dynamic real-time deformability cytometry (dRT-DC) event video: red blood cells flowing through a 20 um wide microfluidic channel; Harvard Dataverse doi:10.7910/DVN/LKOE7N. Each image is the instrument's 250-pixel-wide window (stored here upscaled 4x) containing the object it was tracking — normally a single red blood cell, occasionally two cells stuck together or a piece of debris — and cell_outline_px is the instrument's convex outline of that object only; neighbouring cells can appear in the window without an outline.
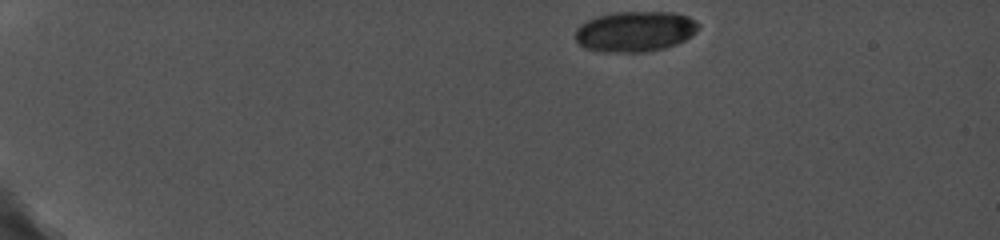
{"species": "common noctule bat (a hibernating species)", "species_latin": "Nyctalus noctula", "temperature_condition": "cold", "stored_images_in_passage": 9, "camera_frame_rate_fps": 5000, "um_per_image_px": 0.085, "animal": {"sex": "female", "body_mass_g": 19.0, "forearm_length_mm": 56.7}, "frame": {"image": 1, "passage_image": 1, "time_ms": 0.0, "image_size_px": [1000, 240], "cell_outline_px": [[700, 28], [696, 32], [684, 40], [676, 44], [664, 48], [644, 52], [604, 52], [584, 48], [576, 40], [576, 28], [580, 24], [596, 16], [616, 12], [672, 12], [688, 16], [696, 20], [700, 24]], "centroid_in_image_um": [53.99, 2.67], "position_along_channel_um": 31.0, "area_um2": 29.19}}